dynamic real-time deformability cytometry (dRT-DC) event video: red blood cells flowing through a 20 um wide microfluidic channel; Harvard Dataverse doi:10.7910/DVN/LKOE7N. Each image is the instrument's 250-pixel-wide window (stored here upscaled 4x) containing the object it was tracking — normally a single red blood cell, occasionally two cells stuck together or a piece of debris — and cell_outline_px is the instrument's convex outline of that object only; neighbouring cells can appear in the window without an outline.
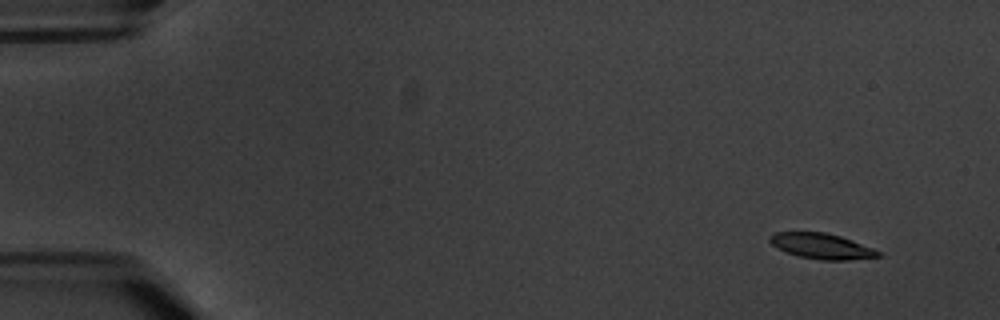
{"species": "common noctule bat (a hibernating species)", "species_latin": "Nyctalus noctula", "temperature_condition": "warm", "stored_images_in_passage": 4, "camera_frame_rate_fps": 3000, "um_per_image_px": 0.085, "animal": {"sex": "male", "body_mass_g": 20.1, "forearm_length_mm": 53.5}, "frame": {"image": 1, "passage_image": 1, "time_ms": 0.0, "image_size_px": [1000, 320], "cell_outline_px": [[880, 256], [848, 260], [820, 260], [800, 256], [788, 252], [772, 244], [768, 240], [768, 236], [776, 232], [824, 232], [840, 236], [852, 240], [872, 248], [880, 252]], "centroid_in_image_um": [69.83, 20.91], "position_along_channel_um": 15.2, "area_um2": 15.84}}
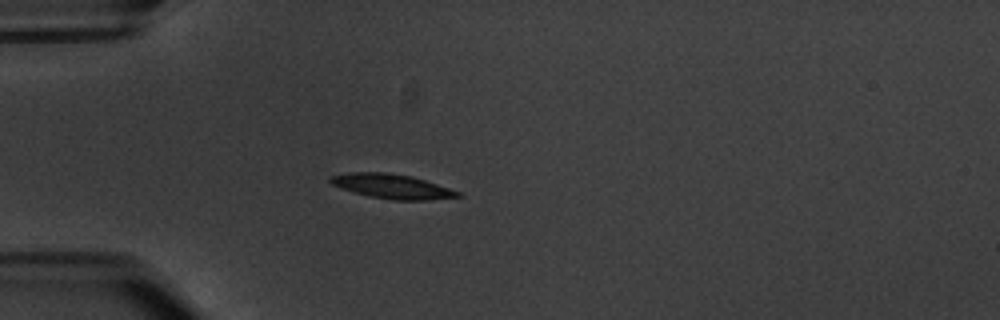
{"frame": {"image": 2, "passage_image": 4, "time_ms": 4.333, "image_size_px": [1000, 320], "cell_outline_px": [[464, 196], [428, 200], [392, 200], [368, 196], [332, 184], [328, 180], [332, 176], [348, 172], [384, 172], [412, 176], [460, 192]], "centroid_in_image_um": [33.34, 15.84], "position_along_channel_um": 51.7, "area_um2": 17.92}}